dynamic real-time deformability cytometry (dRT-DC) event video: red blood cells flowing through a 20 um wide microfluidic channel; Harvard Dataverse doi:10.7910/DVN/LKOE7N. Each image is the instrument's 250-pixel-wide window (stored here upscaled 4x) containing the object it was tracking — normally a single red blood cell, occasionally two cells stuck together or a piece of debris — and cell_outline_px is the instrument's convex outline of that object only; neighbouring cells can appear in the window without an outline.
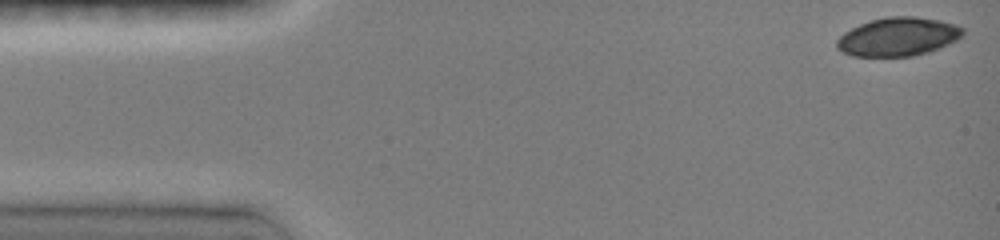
{"species": "common noctule bat (a hibernating species)", "species_latin": "Nyctalus noctula", "temperature_condition": "room temperature", "stored_images_in_passage": 16, "camera_frame_rate_fps": 3000, "um_per_image_px": 0.085, "animal": {"sex": "female", "body_mass_g": 19.0, "forearm_length_mm": 51.5}, "frame": {"image": 1, "passage_image": 1, "time_ms": 0.0, "image_size_px": [1000, 240], "cell_outline_px": [[964, 36], [948, 44], [928, 52], [912, 56], [852, 56], [836, 48], [836, 40], [844, 32], [860, 24], [884, 16], [916, 16], [940, 20], [956, 24], [964, 28]], "centroid_in_image_um": [76.35, 3.11], "position_along_channel_um": 8.6, "area_um2": 28.44}}